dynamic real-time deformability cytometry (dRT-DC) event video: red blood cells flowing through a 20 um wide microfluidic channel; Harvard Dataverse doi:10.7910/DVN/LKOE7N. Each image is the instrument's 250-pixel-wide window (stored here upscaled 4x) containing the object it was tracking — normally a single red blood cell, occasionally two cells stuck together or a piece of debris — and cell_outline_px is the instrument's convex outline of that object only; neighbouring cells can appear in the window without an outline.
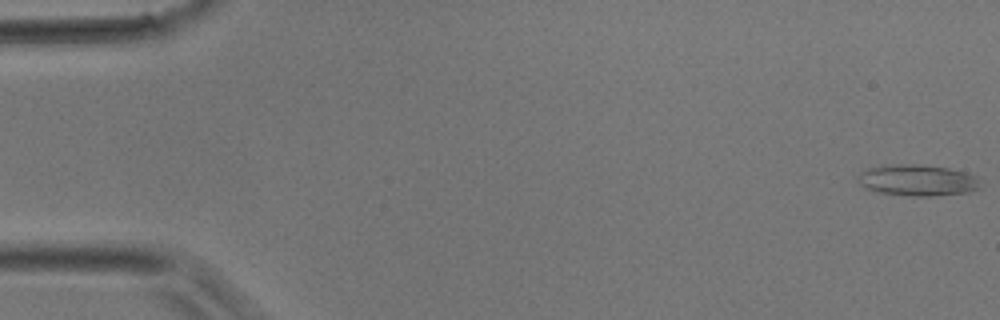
{"species": "common noctule bat (a hibernating species)", "species_latin": "Nyctalus noctula", "temperature_condition": "room temperature", "stored_images_in_passage": 39, "camera_frame_rate_fps": 3000, "um_per_image_px": 0.085, "animal": {"sex": "male", "body_mass_g": 17.9}, "frame": {"image": 1, "passage_image": 1, "time_ms": 0.0, "image_size_px": [1000, 320], "cell_outline_px": [[984, 180], [980, 188], [968, 192], [932, 196], [912, 196], [876, 192], [864, 188], [856, 180], [856, 176], [864, 168], [900, 164], [916, 164], [948, 168], [964, 172], [976, 176]], "centroid_in_image_um": [77.98, 15.32], "position_along_channel_um": 7.0, "area_um2": 22.66}}
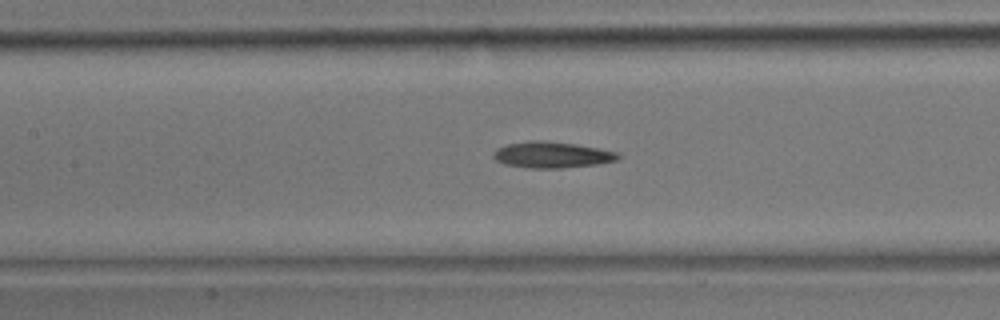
{"frame": {"image": 2, "passage_image": 18, "time_ms": 5.667, "image_size_px": [1000, 320], "cell_outline_px": [[620, 156], [616, 160], [596, 164], [560, 168], [528, 168], [504, 164], [496, 160], [492, 156], [492, 152], [496, 148], [508, 144], [528, 140], [544, 140], [576, 144], [600, 148], [616, 152]], "centroid_in_image_um": [46.86, 13.15], "position_along_channel_um": 160.5, "area_um2": 19.07}}
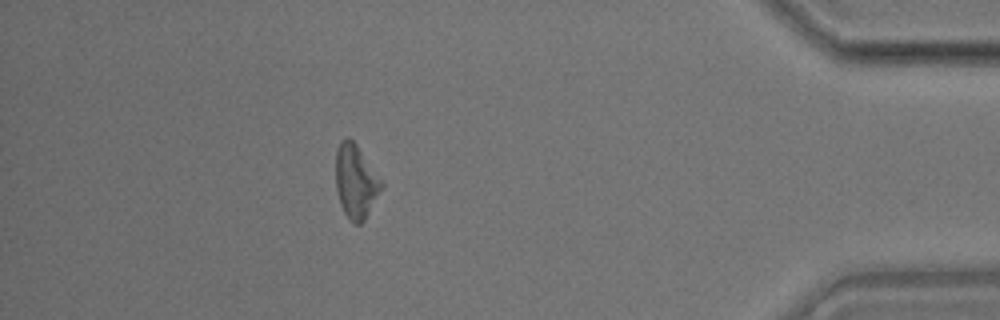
{"frame": {"image": 3, "passage_image": 35, "time_ms": 11.333, "image_size_px": [1000, 320], "cell_outline_px": [[384, 184], [364, 220], [360, 224], [356, 224], [348, 220], [340, 204], [336, 188], [336, 152], [340, 140], [348, 136], [356, 144]], "centroid_in_image_um": [30.21, 15.42], "position_along_channel_um": 405.0, "area_um2": 19.36}}